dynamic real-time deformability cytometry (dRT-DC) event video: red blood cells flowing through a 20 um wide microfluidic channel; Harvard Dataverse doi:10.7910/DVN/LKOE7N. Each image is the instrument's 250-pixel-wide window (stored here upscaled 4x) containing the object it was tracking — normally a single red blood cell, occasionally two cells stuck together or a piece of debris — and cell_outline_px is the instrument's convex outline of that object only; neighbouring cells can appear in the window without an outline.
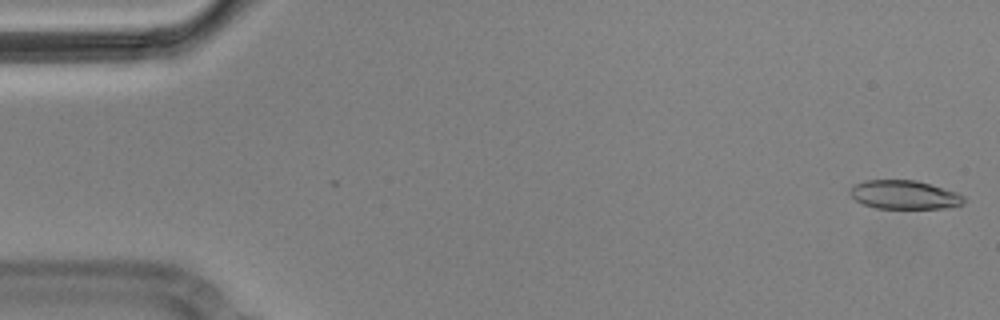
{"species": "Egyptian fruit bat (a non-hibernating species)", "species_latin": "Rousettus aegyptiacus", "temperature_condition": "cold", "stored_images_in_passage": 9, "camera_frame_rate_fps": 3000, "um_per_image_px": 0.085, "animal": {"sex": "male"}, "frame": {"image": 1, "passage_image": 1, "time_ms": 0.0, "image_size_px": [1000, 320], "cell_outline_px": [[964, 204], [944, 208], [876, 208], [864, 204], [856, 200], [848, 192], [856, 184], [868, 180], [916, 180], [956, 192], [964, 196]], "centroid_in_image_um": [76.88, 16.56], "position_along_channel_um": 8.1, "area_um2": 18.79}}
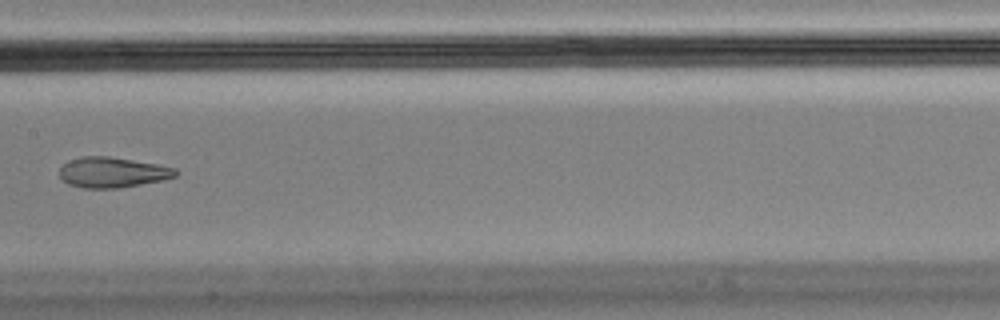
{"frame": {"image": 2, "passage_image": 8, "time_ms": 2.333, "image_size_px": [1000, 320], "cell_outline_px": [[180, 172], [176, 176], [160, 180], [140, 184], [116, 188], [84, 188], [68, 184], [60, 176], [60, 168], [68, 160], [80, 156], [108, 156], [156, 164], [176, 168]], "centroid_in_image_um": [9.54, 14.64], "position_along_channel_um": 197.9, "area_um2": 20.4}}
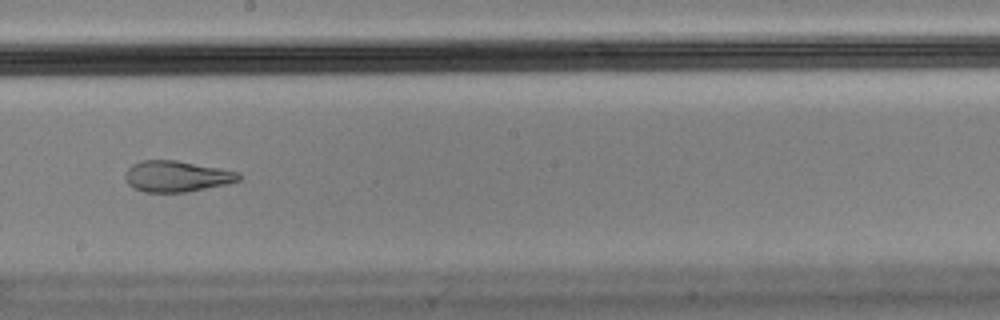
{"frame": {"image": 3, "passage_image": 9, "time_ms": 2.667, "image_size_px": [1000, 320], "cell_outline_px": [[240, 180], [228, 184], [184, 192], [144, 192], [132, 188], [128, 184], [124, 176], [124, 172], [132, 164], [144, 160], [176, 160], [220, 168], [240, 172]], "centroid_in_image_um": [14.99, 14.99], "position_along_channel_um": 233.2, "area_um2": 20.63}}